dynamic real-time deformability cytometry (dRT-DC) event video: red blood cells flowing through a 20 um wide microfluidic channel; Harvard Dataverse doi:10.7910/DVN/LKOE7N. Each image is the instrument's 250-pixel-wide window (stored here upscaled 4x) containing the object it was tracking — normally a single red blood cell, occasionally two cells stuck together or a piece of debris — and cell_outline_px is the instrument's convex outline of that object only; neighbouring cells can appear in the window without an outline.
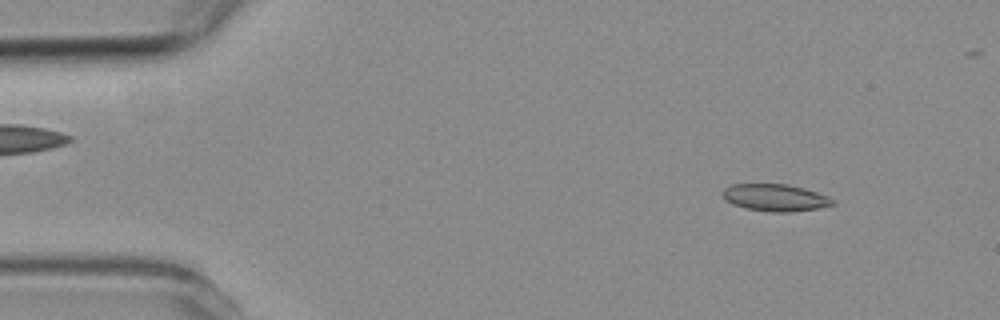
{"species": "common noctule bat (a hibernating species)", "species_latin": "Nyctalus noctula", "temperature_condition": "room temperature", "stored_images_in_passage": 5, "camera_frame_rate_fps": 3000, "um_per_image_px": 0.085, "animal": {"sex": "female", "body_mass_g": 19.3, "forearm_length_mm": 54.1}, "frame": {"image": 1, "passage_image": 1, "time_ms": 0.0, "image_size_px": [1000, 320], "cell_outline_px": [[836, 204], [816, 208], [788, 212], [768, 212], [744, 208], [732, 204], [724, 200], [720, 192], [724, 188], [732, 184], [784, 184], [804, 188], [828, 196], [836, 200]], "centroid_in_image_um": [65.85, 16.8], "position_along_channel_um": 19.2, "area_um2": 17.51}}
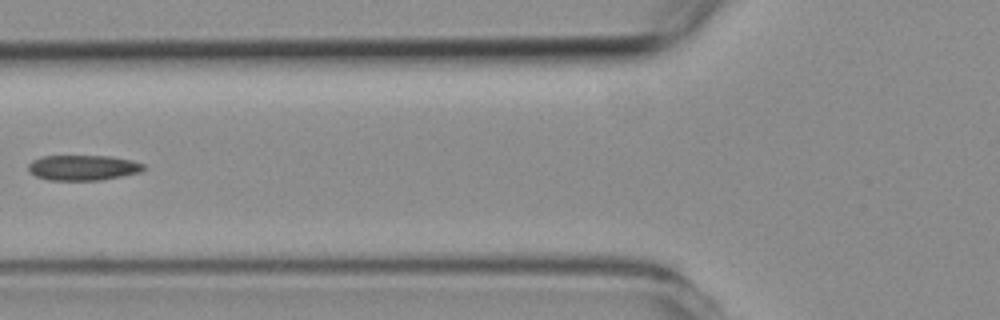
{"frame": {"image": 2, "passage_image": 5, "time_ms": 4.667, "image_size_px": [1000, 320], "cell_outline_px": [[144, 168], [140, 172], [100, 180], [48, 180], [36, 176], [28, 172], [28, 164], [32, 160], [40, 156], [108, 156], [132, 160], [144, 164]], "centroid_in_image_um": [7.0, 14.25], "position_along_channel_um": 118.8, "area_um2": 16.99}}